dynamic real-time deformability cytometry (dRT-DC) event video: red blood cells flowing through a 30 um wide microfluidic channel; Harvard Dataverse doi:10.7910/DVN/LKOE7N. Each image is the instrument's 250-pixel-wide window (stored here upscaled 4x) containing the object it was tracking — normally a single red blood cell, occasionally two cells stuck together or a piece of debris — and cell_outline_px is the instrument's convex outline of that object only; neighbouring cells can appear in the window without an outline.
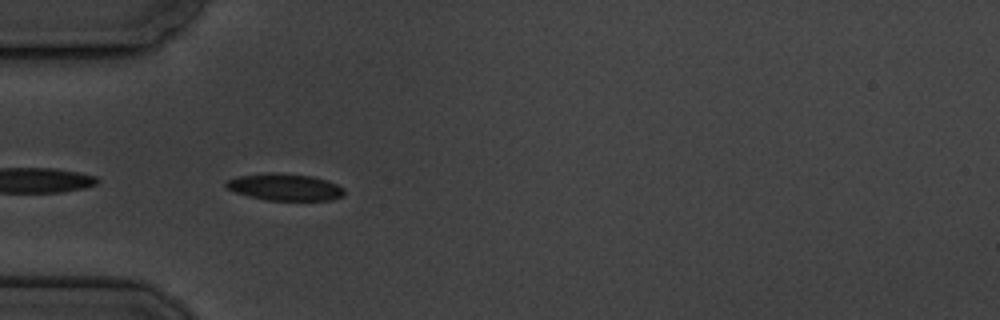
{"species": "common noctule bat (a hibernating species)", "species_latin": "Nyctalus noctula", "temperature_condition": "cold", "stored_images_in_passage": 8, "camera_frame_rate_fps": 3000, "um_per_image_px": 0.085, "animal": {"sex": "male", "body_mass_g": 19.5, "forearm_length_mm": 54.6}, "frame": {"image": 1, "passage_image": 6, "time_ms": 5.667, "image_size_px": [1000, 320], "cell_outline_px": [[344, 196], [332, 200], [268, 200], [248, 196], [236, 192], [228, 188], [224, 184], [228, 180], [240, 176], [268, 172], [276, 172], [312, 176], [336, 184], [344, 188]], "centroid_in_image_um": [24.23, 15.9], "position_along_channel_um": 60.8, "area_um2": 18.38}}
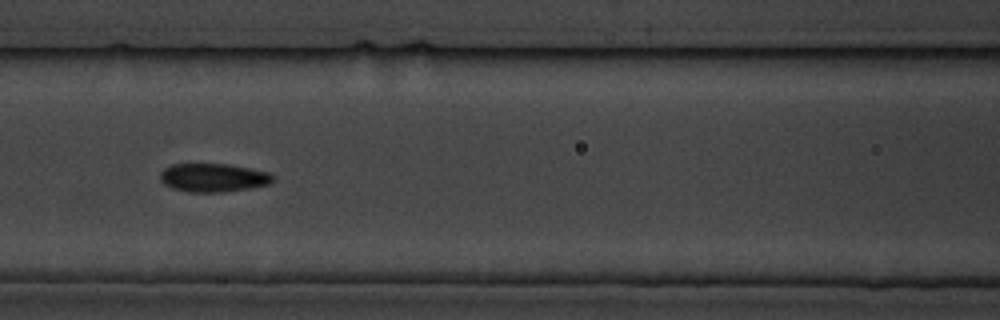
{"frame": {"image": 2, "passage_image": 8, "time_ms": 8.333, "image_size_px": [1000, 320], "cell_outline_px": [[276, 180], [268, 184], [248, 188], [224, 192], [188, 192], [172, 188], [164, 184], [160, 180], [160, 172], [164, 168], [172, 164], [232, 164], [268, 172], [276, 176]], "centroid_in_image_um": [18.14, 15.09], "position_along_channel_um": 148.5, "area_um2": 18.9}}